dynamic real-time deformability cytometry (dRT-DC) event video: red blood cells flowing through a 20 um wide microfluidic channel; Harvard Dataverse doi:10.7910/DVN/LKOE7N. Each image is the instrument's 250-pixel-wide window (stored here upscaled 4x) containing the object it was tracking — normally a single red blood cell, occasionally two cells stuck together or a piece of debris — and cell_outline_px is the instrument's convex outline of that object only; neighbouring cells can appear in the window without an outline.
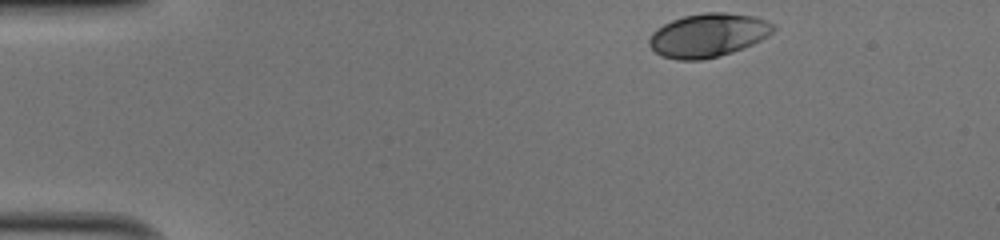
{"species": "human", "species_latin": "Homo sapiens", "temperature_condition": "cold", "stored_images_in_passage": 8, "camera_frame_rate_fps": 3000, "um_per_image_px": 0.085, "donor": {"sex": "male"}, "frame": {"image": 1, "passage_image": 1, "time_ms": 0.0, "image_size_px": [1000, 240], "cell_outline_px": [[776, 28], [772, 32], [760, 40], [752, 44], [732, 52], [700, 60], [680, 60], [664, 56], [656, 52], [648, 44], [648, 40], [652, 32], [656, 28], [672, 20], [684, 16], [704, 12], [724, 12], [756, 16], [776, 24]], "centroid_in_image_um": [60.2, 2.97], "position_along_channel_um": 24.8, "area_um2": 31.44}}